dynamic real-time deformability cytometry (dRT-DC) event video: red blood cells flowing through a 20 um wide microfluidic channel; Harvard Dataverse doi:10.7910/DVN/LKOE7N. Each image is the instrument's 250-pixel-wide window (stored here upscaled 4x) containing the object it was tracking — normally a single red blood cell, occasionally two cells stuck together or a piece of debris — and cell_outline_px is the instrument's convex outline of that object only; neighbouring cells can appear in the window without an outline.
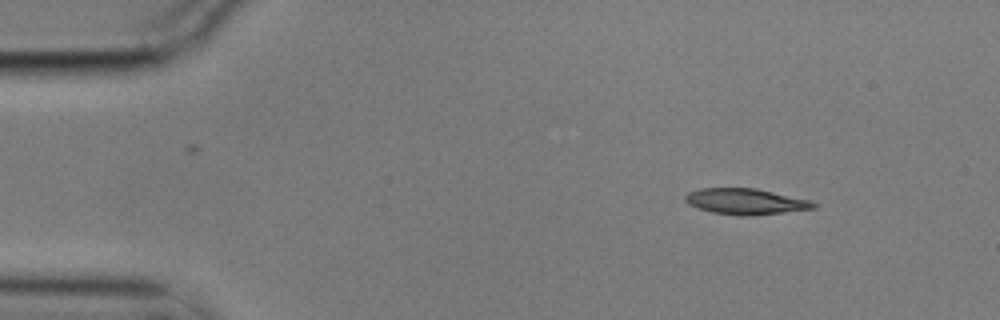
{"species": "common noctule bat (a hibernating species)", "species_latin": "Nyctalus noctula", "temperature_condition": "cold", "stored_images_in_passage": 9, "camera_frame_rate_fps": 3000, "um_per_image_px": 0.085, "animal": {"sex": "male", "body_mass_g": 17.9}, "frame": {"image": 1, "passage_image": 1, "time_ms": 0.0, "image_size_px": [1000, 320], "cell_outline_px": [[820, 204], [816, 208], [752, 216], [740, 216], [712, 212], [688, 204], [684, 200], [684, 196], [688, 192], [700, 188], [756, 188], [808, 200]], "centroid_in_image_um": [63.37, 17.13], "position_along_channel_um": 21.6, "area_um2": 19.36}}
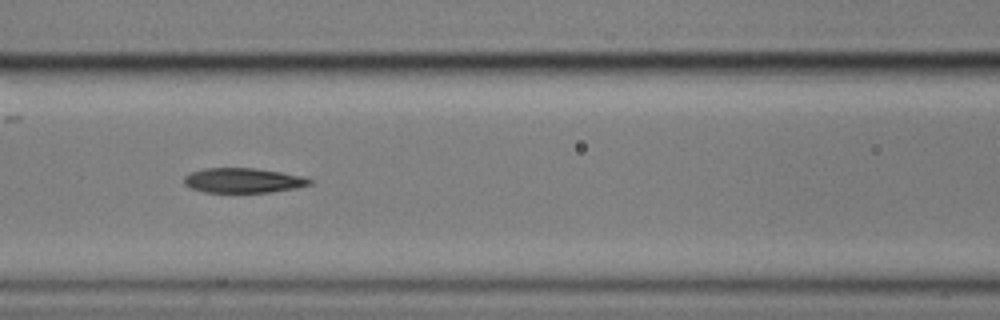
{"frame": {"image": 2, "passage_image": 6, "time_ms": 1.667, "image_size_px": [1000, 320], "cell_outline_px": [[316, 180], [312, 184], [296, 188], [272, 192], [204, 192], [192, 188], [184, 184], [184, 176], [192, 172], [204, 168], [256, 168], [280, 172], [300, 176]], "centroid_in_image_um": [20.69, 15.34], "position_along_channel_um": 145.9, "area_um2": 18.15}}
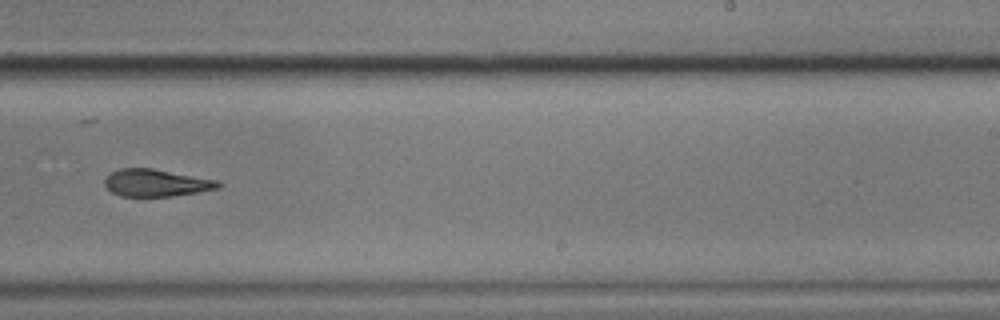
{"frame": {"image": 3, "passage_image": 9, "time_ms": 2.667, "image_size_px": [1000, 320], "cell_outline_px": [[224, 184], [220, 188], [172, 196], [120, 196], [112, 192], [104, 184], [104, 180], [112, 172], [120, 168], [152, 168], [220, 180]], "centroid_in_image_um": [13.33, 15.54], "position_along_channel_um": 275.7, "area_um2": 18.09}}